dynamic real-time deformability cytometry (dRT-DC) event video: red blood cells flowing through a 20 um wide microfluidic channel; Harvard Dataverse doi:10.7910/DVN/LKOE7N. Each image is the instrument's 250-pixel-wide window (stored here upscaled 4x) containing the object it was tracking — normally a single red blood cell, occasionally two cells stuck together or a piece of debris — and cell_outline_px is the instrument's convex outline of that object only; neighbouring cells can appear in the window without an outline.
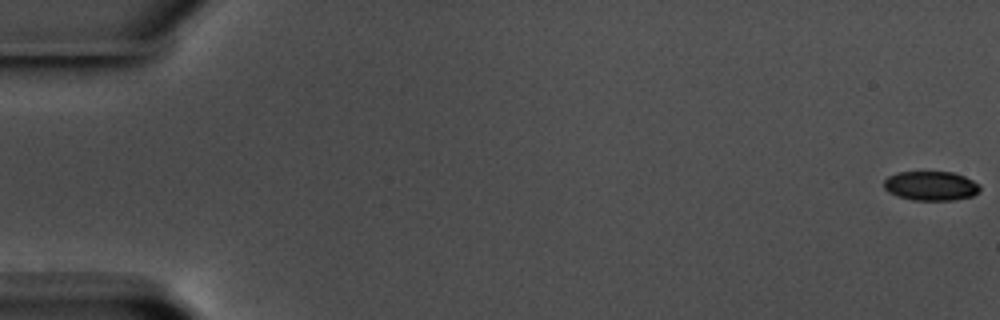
{"species": "common noctule bat (a hibernating species)", "species_latin": "Nyctalus noctula", "temperature_condition": "warm", "stored_images_in_passage": 17, "camera_frame_rate_fps": 3000, "um_per_image_px": 0.085, "animal": {"sex": "male", "body_mass_g": 17.5, "forearm_length_mm": 52.3}, "frame": {"image": 1, "passage_image": 1, "time_ms": 0.0, "image_size_px": [1000, 320], "cell_outline_px": [[980, 192], [972, 196], [952, 200], [912, 200], [896, 196], [888, 192], [884, 188], [884, 180], [888, 176], [896, 172], [952, 172], [964, 176], [980, 184]], "centroid_in_image_um": [79.11, 15.8], "position_along_channel_um": 5.9, "area_um2": 16.53}}
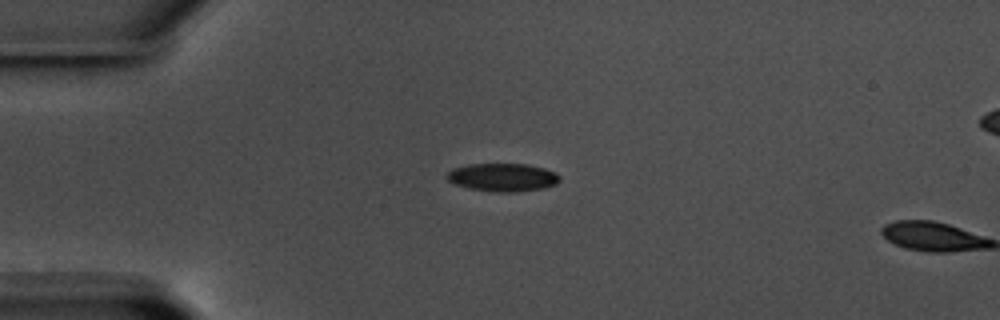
{"frame": {"image": 2, "passage_image": 16, "time_ms": 5.0, "image_size_px": [1000, 320], "cell_outline_px": [[560, 180], [556, 184], [544, 188], [512, 192], [496, 192], [468, 188], [456, 184], [448, 180], [444, 176], [452, 168], [468, 164], [528, 164], [544, 168], [556, 172], [560, 176]], "centroid_in_image_um": [42.73, 15.06], "position_along_channel_um": 42.3, "area_um2": 18.55}}